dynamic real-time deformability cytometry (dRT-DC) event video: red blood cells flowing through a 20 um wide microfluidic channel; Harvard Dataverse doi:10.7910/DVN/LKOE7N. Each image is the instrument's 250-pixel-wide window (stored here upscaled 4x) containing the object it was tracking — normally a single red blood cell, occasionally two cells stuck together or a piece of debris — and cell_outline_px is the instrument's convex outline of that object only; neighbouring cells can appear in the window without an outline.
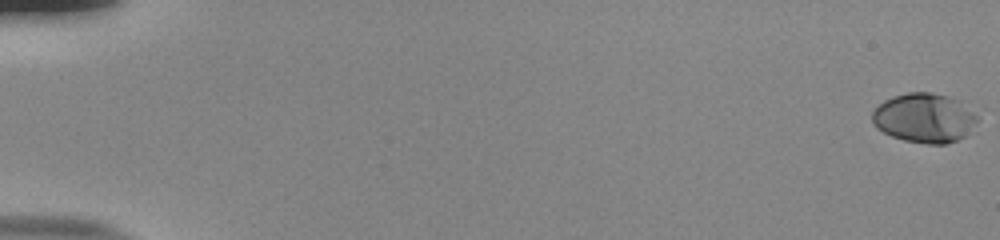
{"species": "human", "species_latin": "Homo sapiens", "temperature_condition": "room temperature", "stored_images_in_passage": 56, "camera_frame_rate_fps": 3000, "um_per_image_px": 0.085, "donor": {"sex": "male"}, "frame": {"image": 1, "passage_image": 1, "time_ms": 0.0, "image_size_px": [1000, 240], "cell_outline_px": [[976, 120], [964, 136], [948, 144], [928, 144], [904, 140], [892, 136], [876, 128], [872, 124], [872, 112], [884, 100], [892, 96], [908, 92], [932, 92], [948, 96], [960, 100], [976, 116]], "centroid_in_image_um": [78.51, 10.01], "position_along_channel_um": 6.5, "area_um2": 30.06}}
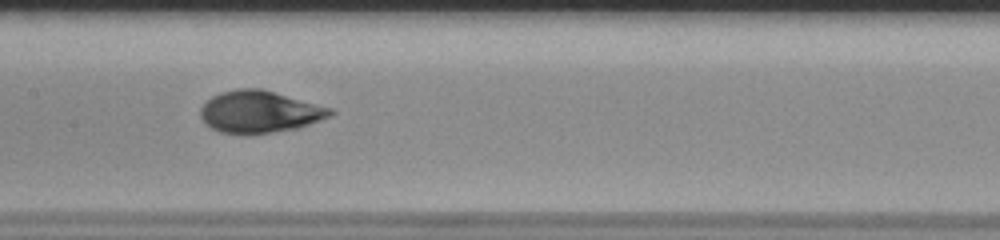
{"frame": {"image": 2, "passage_image": 30, "time_ms": 9.667, "image_size_px": [1000, 240], "cell_outline_px": [[336, 112], [332, 116], [300, 128], [248, 136], [240, 136], [220, 132], [204, 124], [200, 116], [200, 108], [212, 96], [220, 92], [236, 88], [260, 88], [332, 108]], "centroid_in_image_um": [22.06, 9.53], "position_along_channel_um": 185.3, "area_um2": 32.48}}
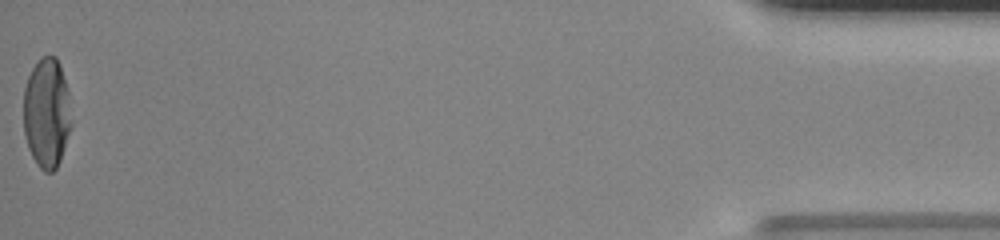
{"frame": {"image": 3, "passage_image": 56, "time_ms": 18.333, "image_size_px": [1000, 240], "cell_outline_px": [[72, 124], [60, 160], [56, 168], [52, 172], [44, 172], [36, 164], [28, 148], [24, 136], [24, 88], [28, 76], [32, 68], [40, 56], [56, 56], [60, 64], [68, 88]], "centroid_in_image_um": [3.97, 9.59], "position_along_channel_um": 431.2, "area_um2": 31.04}, "authors_computed_cell_mechanics": {"area_um2": 30.634, "velocity_mm_per_s": 3.8364, "shape_relaxation_time_tau1_ms": 5.1042, "shape_relaxation_time_tau2_ms": null, "deformation_change_tau1": 0.2107, "deformation_change_tau2": null}}